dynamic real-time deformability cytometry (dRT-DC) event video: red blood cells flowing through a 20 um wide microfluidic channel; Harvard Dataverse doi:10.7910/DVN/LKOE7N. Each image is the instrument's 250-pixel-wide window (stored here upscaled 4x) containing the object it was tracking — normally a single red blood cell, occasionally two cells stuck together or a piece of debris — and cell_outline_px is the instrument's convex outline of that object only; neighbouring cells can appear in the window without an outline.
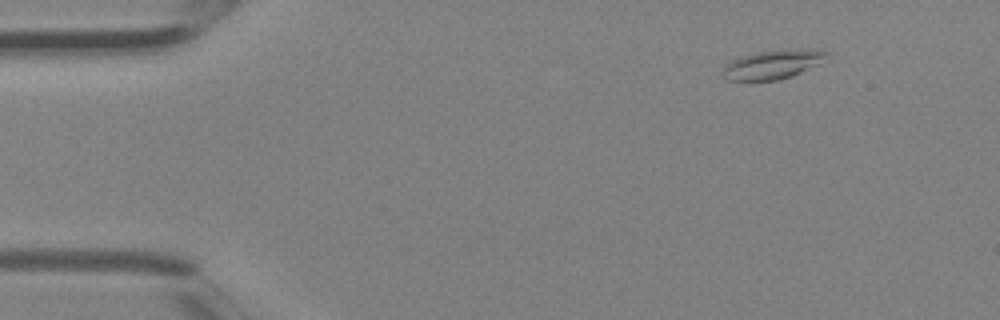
{"species": "Egyptian fruit bat (a non-hibernating species)", "species_latin": "Rousettus aegyptiacus", "temperature_condition": "room temperature", "stored_images_in_passage": 4, "camera_frame_rate_fps": 3000, "um_per_image_px": 0.085, "animal": {"sex": "female"}, "frame": {"image": 1, "passage_image": 4, "time_ms": 1.0, "image_size_px": [1000, 320], "cell_outline_px": [[828, 52], [820, 64], [792, 76], [780, 80], [728, 80], [724, 76], [724, 64], [740, 56], [756, 52], [788, 48], [824, 48]], "centroid_in_image_um": [65.75, 5.44], "position_along_channel_um": 19.2, "area_um2": 17.92}}